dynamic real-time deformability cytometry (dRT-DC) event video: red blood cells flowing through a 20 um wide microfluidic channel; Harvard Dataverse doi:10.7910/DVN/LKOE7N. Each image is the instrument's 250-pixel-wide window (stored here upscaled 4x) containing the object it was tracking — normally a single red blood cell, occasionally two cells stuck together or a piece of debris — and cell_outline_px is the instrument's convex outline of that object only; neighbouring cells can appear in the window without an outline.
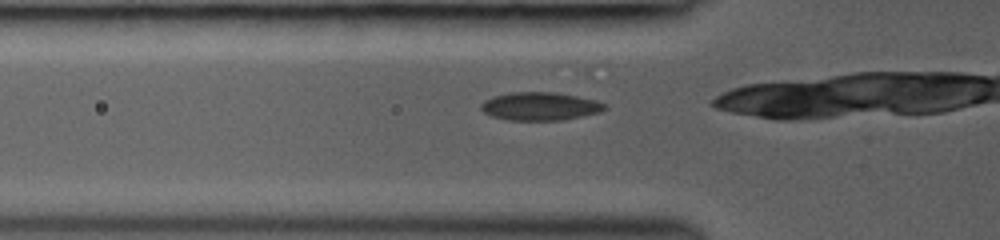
{"species": "common noctule bat (a hibernating species)", "species_latin": "Nyctalus noctula", "temperature_condition": "room temperature", "stored_images_in_passage": 33, "camera_frame_rate_fps": 3000, "um_per_image_px": 0.085, "animal": {"sex": "female", "body_mass_g": 19.0, "forearm_length_mm": 53.3}, "frame": {"image": 1, "passage_image": 11, "time_ms": 3.333, "image_size_px": [1000, 240], "cell_outline_px": [[608, 108], [600, 112], [560, 120], [508, 120], [492, 116], [484, 112], [480, 108], [480, 104], [484, 100], [492, 96], [512, 92], [556, 92], [596, 100], [604, 104]], "centroid_in_image_um": [45.87, 9.02], "position_along_channel_um": 79.9, "area_um2": 20.23}}
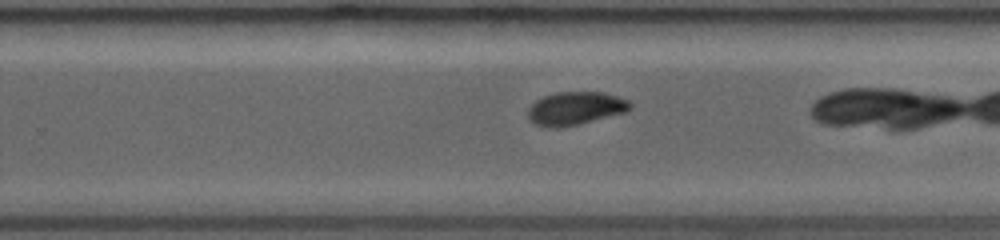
{"frame": {"image": 2, "passage_image": 25, "time_ms": 8.0, "image_size_px": [1000, 240], "cell_outline_px": [[632, 108], [624, 112], [560, 128], [552, 128], [536, 124], [528, 116], [528, 108], [536, 100], [544, 96], [556, 92], [604, 92], [628, 100], [632, 104]], "centroid_in_image_um": [48.9, 9.19], "position_along_channel_um": 280.9, "area_um2": 19.42}}
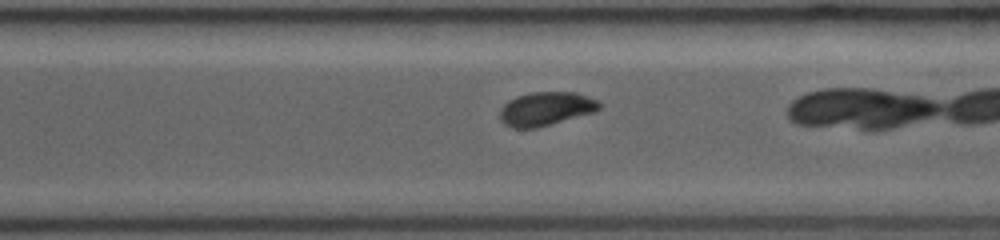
{"frame": {"image": 3, "passage_image": 28, "time_ms": 9.0, "image_size_px": [1000, 240], "cell_outline_px": [[600, 108], [596, 112], [536, 128], [512, 128], [504, 124], [500, 120], [500, 108], [508, 100], [516, 96], [532, 92], [576, 92], [596, 100], [600, 104]], "centroid_in_image_um": [46.38, 9.25], "position_along_channel_um": 324.2, "area_um2": 19.59}}